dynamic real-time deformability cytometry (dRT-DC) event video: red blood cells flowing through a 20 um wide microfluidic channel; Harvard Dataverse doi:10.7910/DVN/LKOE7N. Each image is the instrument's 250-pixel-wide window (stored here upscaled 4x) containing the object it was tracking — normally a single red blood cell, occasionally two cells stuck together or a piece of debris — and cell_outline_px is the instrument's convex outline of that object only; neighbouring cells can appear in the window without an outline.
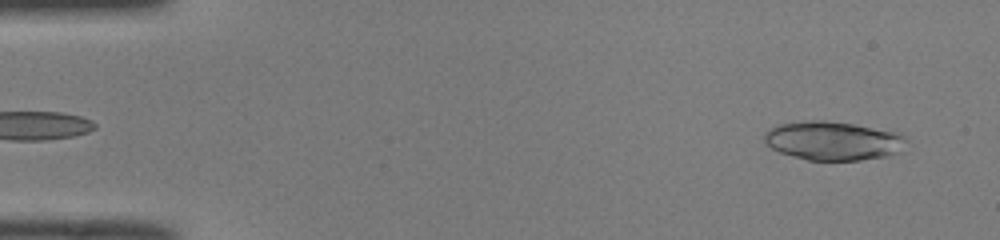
{"species": "common noctule bat (a hibernating species)", "species_latin": "Nyctalus noctula", "temperature_condition": "room temperature", "stored_images_in_passage": 50, "camera_frame_rate_fps": 3000, "um_per_image_px": 0.085, "animal": {"sex": "male", "body_mass_g": 19.0, "forearm_length_mm": 50.8}, "frame": {"image": 1, "passage_image": 3, "time_ms": 0.667, "image_size_px": [1000, 240], "cell_outline_px": [[908, 140], [900, 152], [884, 156], [860, 160], [808, 160], [792, 156], [780, 152], [772, 148], [764, 140], [764, 132], [780, 124], [808, 120], [824, 120], [852, 124], [896, 132], [904, 136]], "centroid_in_image_um": [70.81, 11.97], "position_along_channel_um": 14.2, "area_um2": 31.91}}
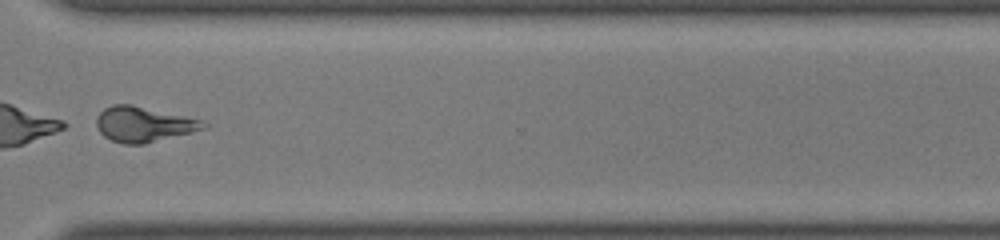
{"frame": {"image": 2, "passage_image": 38, "time_ms": 12.333, "image_size_px": [1000, 240], "cell_outline_px": [[208, 128], [144, 144], [124, 144], [112, 140], [104, 136], [100, 132], [96, 124], [96, 116], [104, 108], [112, 104], [132, 104], [204, 120], [208, 124]], "centroid_in_image_um": [12.22, 10.55], "position_along_channel_um": 358.4, "area_um2": 22.14}}